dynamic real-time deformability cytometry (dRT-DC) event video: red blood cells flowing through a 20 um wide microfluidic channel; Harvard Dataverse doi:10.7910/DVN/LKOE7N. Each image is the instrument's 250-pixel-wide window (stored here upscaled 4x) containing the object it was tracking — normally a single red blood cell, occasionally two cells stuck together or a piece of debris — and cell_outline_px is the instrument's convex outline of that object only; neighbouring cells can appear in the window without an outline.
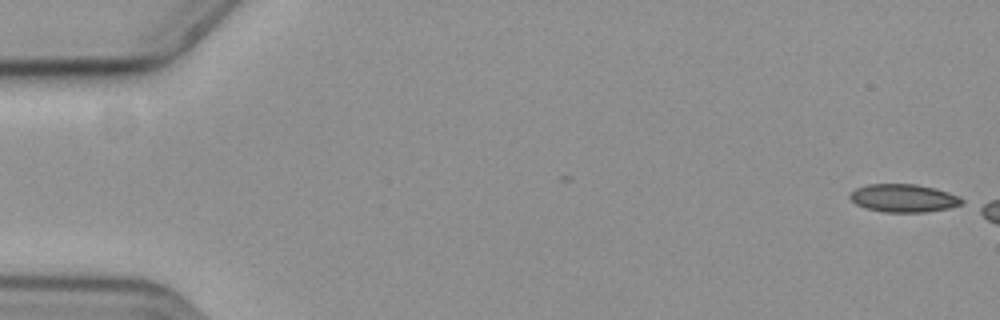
{"species": "common noctule bat (a hibernating species)", "species_latin": "Nyctalus noctula", "temperature_condition": "cold", "stored_images_in_passage": 8, "camera_frame_rate_fps": 3000, "um_per_image_px": 0.085, "animal": {"sex": "female", "body_mass_g": 19.3, "forearm_length_mm": 54.1}, "frame": {"image": 1, "passage_image": 1, "time_ms": 0.0, "image_size_px": [1000, 320], "cell_outline_px": [[964, 200], [960, 204], [948, 208], [928, 212], [884, 212], [864, 208], [856, 204], [848, 196], [856, 188], [868, 184], [916, 184], [948, 192], [960, 196]], "centroid_in_image_um": [76.79, 16.84], "position_along_channel_um": 8.2, "area_um2": 18.21}}